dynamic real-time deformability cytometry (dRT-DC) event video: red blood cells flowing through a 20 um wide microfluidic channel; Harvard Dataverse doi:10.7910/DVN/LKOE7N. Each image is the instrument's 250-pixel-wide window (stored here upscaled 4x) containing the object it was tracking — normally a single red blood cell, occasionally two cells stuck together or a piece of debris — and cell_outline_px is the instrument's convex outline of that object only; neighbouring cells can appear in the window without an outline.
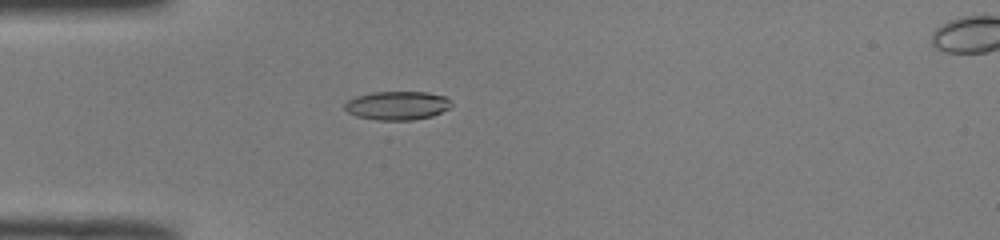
{"species": "common noctule bat (a hibernating species)", "species_latin": "Nyctalus noctula", "temperature_condition": "room temperature", "stored_images_in_passage": 36, "camera_frame_rate_fps": 3000, "um_per_image_px": 0.085, "animal": {"sex": "male", "body_mass_g": 19.0, "forearm_length_mm": 50.8}, "frame": {"image": 1, "passage_image": 1, "time_ms": 0.0, "image_size_px": [1000, 240], "cell_outline_px": [[452, 104], [448, 108], [432, 116], [412, 120], [376, 120], [356, 116], [348, 112], [344, 108], [344, 104], [348, 100], [356, 96], [372, 92], [424, 92], [444, 96], [452, 100]], "centroid_in_image_um": [33.75, 8.97], "position_along_channel_um": 51.3, "area_um2": 17.8}}
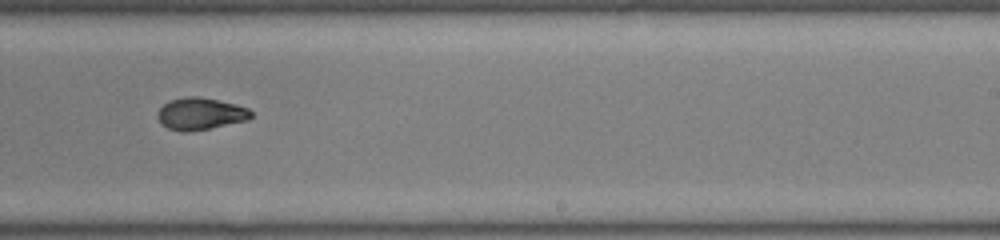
{"frame": {"image": 2, "passage_image": 18, "time_ms": 5.667, "image_size_px": [1000, 240], "cell_outline_px": [[252, 116], [248, 120], [188, 132], [180, 132], [168, 128], [160, 124], [156, 116], [156, 112], [168, 100], [184, 96], [200, 96], [236, 104], [248, 108], [252, 112]], "centroid_in_image_um": [16.99, 9.66], "position_along_channel_um": 272.0, "area_um2": 17.69}}
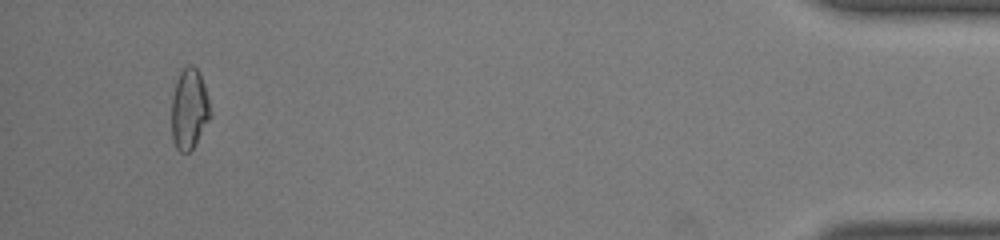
{"frame": {"image": 3, "passage_image": 34, "time_ms": 11.0, "image_size_px": [1000, 240], "cell_outline_px": [[212, 116], [192, 148], [188, 152], [180, 152], [176, 148], [172, 140], [172, 96], [176, 80], [180, 68], [188, 64], [192, 64], [200, 72], [208, 96], [212, 112]], "centroid_in_image_um": [16.09, 9.21], "position_along_channel_um": 419.1, "area_um2": 18.55}, "authors_computed_cell_mechanics": {"area_um2": 17.7446, "velocity_mm_per_s": 4.0997, "shape_relaxation_time_tau1_ms": 3.36, "shape_relaxation_time_tau2_ms": 2.1457, "deformation_change_tau1": 0.1584, "deformation_change_tau2": 0.0637}}